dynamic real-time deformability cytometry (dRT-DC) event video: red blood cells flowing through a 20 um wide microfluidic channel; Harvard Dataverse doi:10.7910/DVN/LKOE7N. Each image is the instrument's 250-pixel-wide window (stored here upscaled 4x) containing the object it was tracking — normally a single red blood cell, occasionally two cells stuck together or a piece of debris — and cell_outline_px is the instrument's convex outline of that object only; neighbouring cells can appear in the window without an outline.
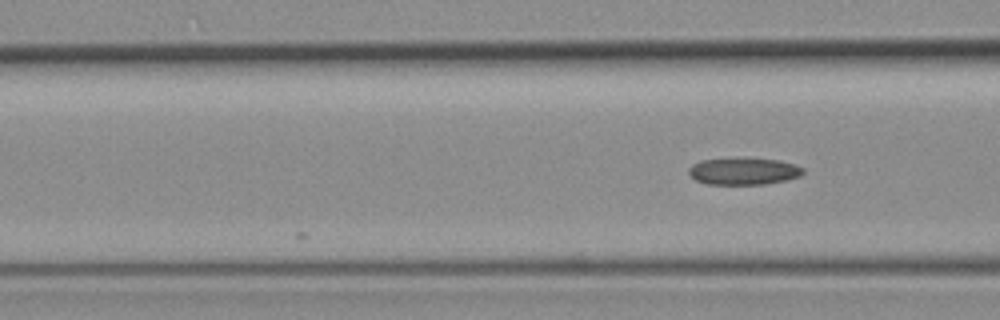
{"species": "common noctule bat (a hibernating species)", "species_latin": "Nyctalus noctula", "temperature_condition": "room temperature", "stored_images_in_passage": 5, "camera_frame_rate_fps": 3000, "um_per_image_px": 0.085, "animal": {"sex": "female", "body_mass_g": 19.3, "forearm_length_mm": 54.1}, "frame": {"image": 1, "passage_image": 5, "time_ms": 4.667, "image_size_px": [1000, 320], "cell_outline_px": [[804, 172], [800, 176], [784, 180], [764, 184], [708, 184], [696, 180], [688, 172], [688, 168], [692, 164], [700, 160], [744, 156], [780, 160], [804, 168]], "centroid_in_image_um": [63.18, 14.51], "position_along_channel_um": 103.4, "area_um2": 18.38}}